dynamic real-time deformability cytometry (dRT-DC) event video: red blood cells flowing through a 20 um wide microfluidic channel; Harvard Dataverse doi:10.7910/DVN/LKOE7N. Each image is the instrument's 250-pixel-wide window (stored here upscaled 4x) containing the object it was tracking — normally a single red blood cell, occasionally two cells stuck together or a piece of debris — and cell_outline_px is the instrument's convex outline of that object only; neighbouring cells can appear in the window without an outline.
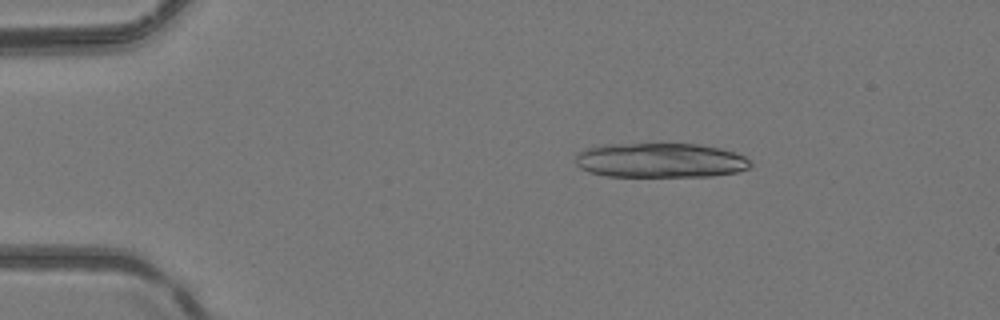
{"species": "common noctule bat (a hibernating species)", "species_latin": "Nyctalus noctula", "temperature_condition": "room temperature", "stored_images_in_passage": 19, "camera_frame_rate_fps": 3000, "um_per_image_px": 0.085, "animal": {"sex": "female", "body_mass_g": 24.6, "forearm_length_mm": 56.2}, "frame": {"image": 1, "passage_image": 9, "time_ms": 2.667, "image_size_px": [1000, 320], "cell_outline_px": [[752, 164], [748, 168], [736, 172], [712, 176], [604, 176], [588, 172], [580, 168], [576, 164], [576, 152], [584, 148], [600, 144], [700, 144], [720, 148], [736, 152], [752, 160]], "centroid_in_image_um": [56.1, 13.62], "position_along_channel_um": 28.9, "area_um2": 35.72}}